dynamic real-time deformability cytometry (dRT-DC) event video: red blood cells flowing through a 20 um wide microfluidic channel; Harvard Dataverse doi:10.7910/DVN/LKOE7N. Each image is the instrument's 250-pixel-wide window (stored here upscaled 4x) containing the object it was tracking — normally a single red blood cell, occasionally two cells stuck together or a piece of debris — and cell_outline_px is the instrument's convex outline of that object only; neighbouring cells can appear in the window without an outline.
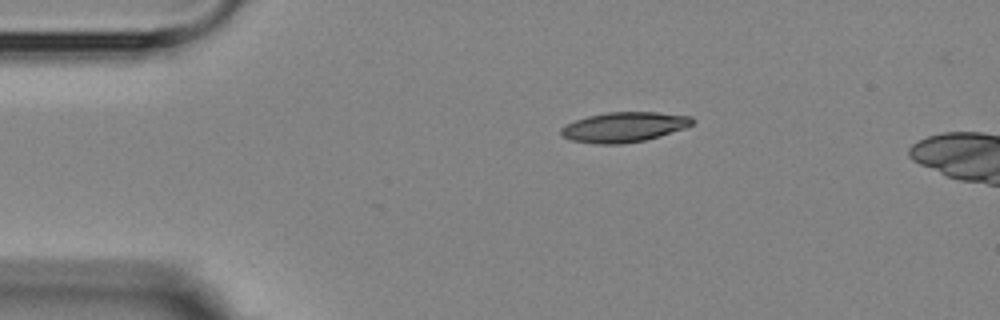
{"species": "Egyptian fruit bat (a non-hibernating species)", "species_latin": "Rousettus aegyptiacus", "temperature_condition": "room temperature", "stored_images_in_passage": 5, "camera_frame_rate_fps": 3000, "um_per_image_px": 0.085, "animal": {"sex": "female"}, "frame": {"image": 1, "passage_image": 1, "time_ms": 0.0, "image_size_px": [1000, 320], "cell_outline_px": [[696, 120], [692, 124], [684, 128], [660, 136], [644, 140], [624, 144], [596, 144], [572, 140], [560, 136], [560, 128], [564, 124], [588, 116], [608, 112], [656, 112], [692, 116]], "centroid_in_image_um": [53.02, 10.8], "position_along_channel_um": 32.0, "area_um2": 23.06}}
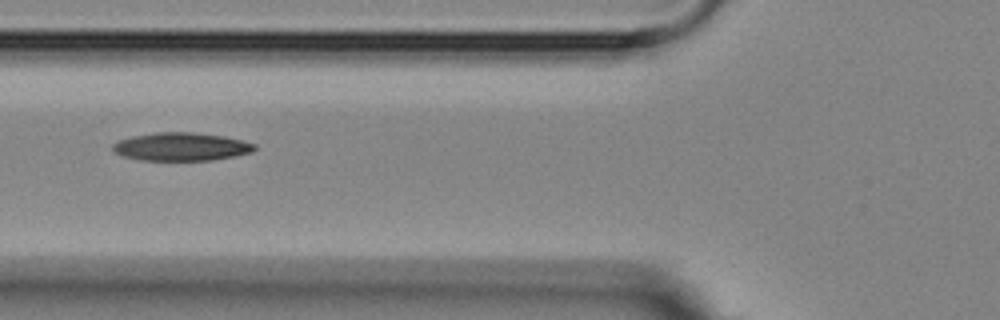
{"frame": {"image": 2, "passage_image": 4, "time_ms": 3.333, "image_size_px": [1000, 320], "cell_outline_px": [[256, 148], [252, 152], [212, 160], [140, 160], [124, 156], [112, 152], [112, 144], [120, 140], [132, 136], [156, 132], [192, 132], [224, 136], [256, 144]], "centroid_in_image_um": [15.37, 12.46], "position_along_channel_um": 110.4, "area_um2": 23.18}}
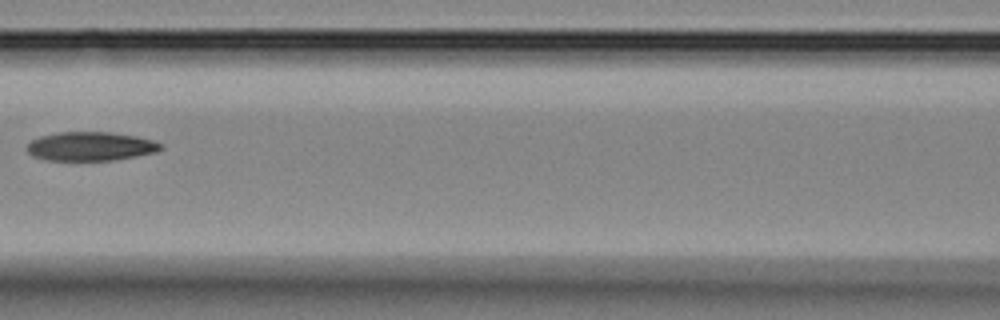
{"frame": {"image": 3, "passage_image": 5, "time_ms": 4.667, "image_size_px": [1000, 320], "cell_outline_px": [[164, 148], [156, 152], [136, 156], [112, 160], [44, 160], [32, 156], [28, 152], [28, 144], [32, 140], [40, 136], [60, 132], [112, 132], [136, 136], [152, 140], [164, 144]], "centroid_in_image_um": [7.72, 12.43], "position_along_channel_um": 158.9, "area_um2": 22.54}}